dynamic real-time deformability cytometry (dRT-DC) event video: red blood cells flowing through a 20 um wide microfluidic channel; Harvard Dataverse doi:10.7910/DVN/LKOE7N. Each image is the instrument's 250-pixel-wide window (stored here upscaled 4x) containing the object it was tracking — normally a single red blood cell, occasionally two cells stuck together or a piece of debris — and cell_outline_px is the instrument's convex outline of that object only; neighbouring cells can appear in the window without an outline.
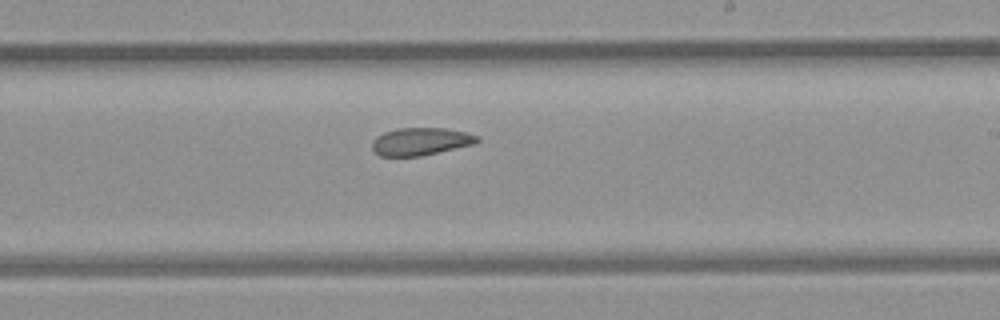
{"species": "common noctule bat (a hibernating species)", "species_latin": "Nyctalus noctula", "temperature_condition": "room temperature", "stored_images_in_passage": 6, "segment_of_instrument_passage": [2, 2], "camera_frame_rate_fps": 3000, "um_per_image_px": 0.085, "animal": {"sex": "female", "body_mass_g": 21.9}, "frame": {"image": 1, "passage_image": 6, "time_ms": 6.667, "image_size_px": [1000, 320], "cell_outline_px": [[480, 140], [476, 144], [420, 156], [380, 156], [372, 148], [372, 140], [376, 136], [384, 132], [396, 128], [444, 128], [464, 132], [480, 136]], "centroid_in_image_um": [35.76, 12.02], "position_along_channel_um": 253.2, "area_um2": 16.99}}